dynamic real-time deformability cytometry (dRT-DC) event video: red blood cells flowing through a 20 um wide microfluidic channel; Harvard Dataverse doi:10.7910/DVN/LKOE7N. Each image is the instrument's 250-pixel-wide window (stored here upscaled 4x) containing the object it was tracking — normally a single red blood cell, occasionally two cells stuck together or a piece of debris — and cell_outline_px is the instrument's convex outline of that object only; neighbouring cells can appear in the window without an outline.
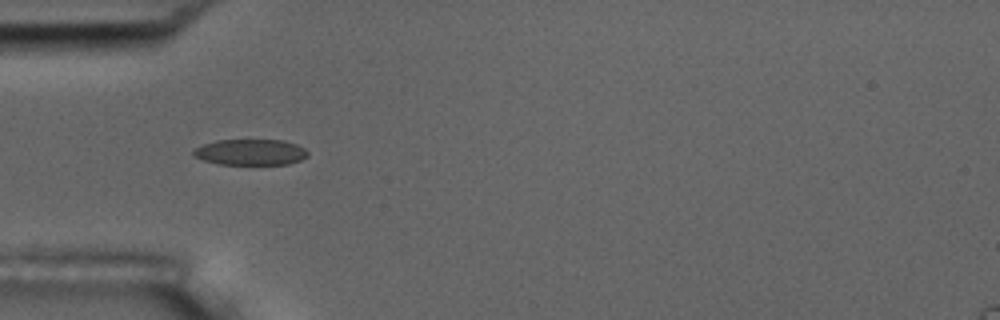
{"species": "common noctule bat (a hibernating species)", "species_latin": "Nyctalus noctula", "temperature_condition": "room temperature", "stored_images_in_passage": 4, "camera_frame_rate_fps": 3000, "um_per_image_px": 0.085, "animal": {"sex": "male", "body_mass_g": 17.5, "forearm_length_mm": 52.3}, "frame": {"image": 1, "passage_image": 3, "time_ms": 3.333, "image_size_px": [1000, 320], "cell_outline_px": [[308, 156], [300, 160], [288, 164], [220, 164], [204, 160], [192, 156], [192, 152], [196, 148], [204, 144], [216, 140], [284, 140], [296, 144], [304, 148], [308, 152]], "centroid_in_image_um": [21.3, 12.93], "position_along_channel_um": 63.7, "area_um2": 17.22}}